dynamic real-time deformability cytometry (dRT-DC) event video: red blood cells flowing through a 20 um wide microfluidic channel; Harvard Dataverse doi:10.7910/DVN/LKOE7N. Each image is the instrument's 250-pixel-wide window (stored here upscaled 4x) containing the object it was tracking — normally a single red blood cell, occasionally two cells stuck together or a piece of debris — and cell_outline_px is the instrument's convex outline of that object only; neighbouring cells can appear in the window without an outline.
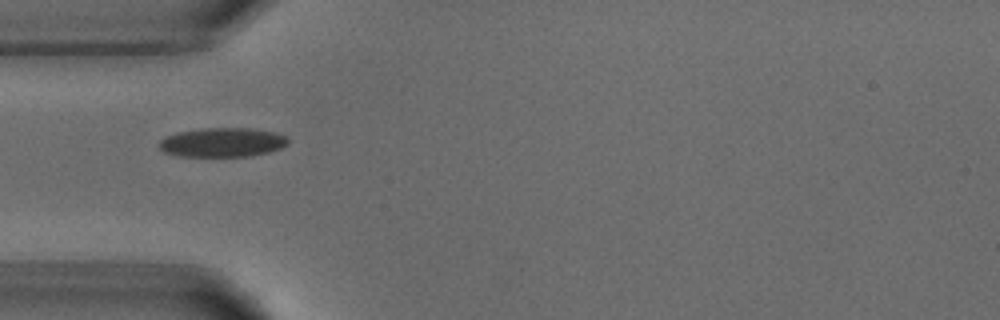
{"species": "common noctule bat (a hibernating species)", "species_latin": "Nyctalus noctula", "temperature_condition": "warm", "stored_images_in_passage": 2, "camera_frame_rate_fps": 3000, "um_per_image_px": 0.085, "animal": {"sex": "male", "body_mass_g": 18.8}, "frame": {"image": 1, "passage_image": 1, "time_ms": 0.0, "image_size_px": [1000, 320], "cell_outline_px": [[288, 144], [280, 148], [268, 152], [252, 156], [176, 156], [164, 152], [156, 144], [164, 136], [176, 132], [204, 128], [252, 128], [276, 132], [288, 136]], "centroid_in_image_um": [18.88, 12.09], "position_along_channel_um": 66.1, "area_um2": 22.25}}